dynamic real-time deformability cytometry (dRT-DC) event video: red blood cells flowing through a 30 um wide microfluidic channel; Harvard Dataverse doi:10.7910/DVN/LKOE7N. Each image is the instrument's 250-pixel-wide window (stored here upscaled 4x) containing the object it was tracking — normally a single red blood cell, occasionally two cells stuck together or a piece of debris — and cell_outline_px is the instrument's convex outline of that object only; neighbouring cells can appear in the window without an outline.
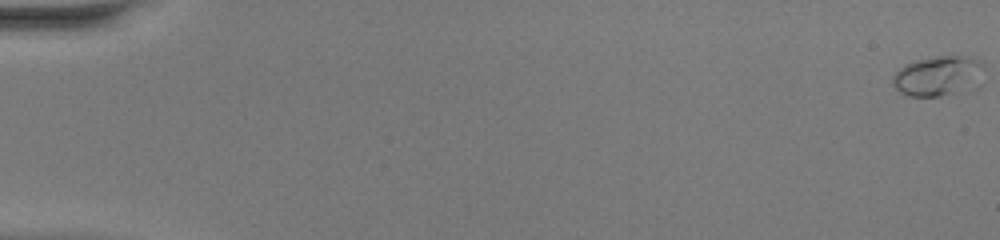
{"species": "common noctule bat (a hibernating species)", "species_latin": "Nyctalus noctula", "temperature_condition": "warm", "stored_images_in_passage": 51, "camera_frame_rate_fps": 3000, "um_per_image_px": 0.085, "animal": {"sex": "female", "body_mass_g": 20.0, "forearm_length_mm": 54.0}, "frame": {"image": 1, "passage_image": 1, "time_ms": 0.0, "image_size_px": [1000, 240], "cell_outline_px": [[984, 64], [952, 92], [940, 96], [908, 96], [900, 92], [892, 84], [892, 76], [904, 64], [916, 60], [936, 56], [964, 56], [980, 60]], "centroid_in_image_um": [79.43, 6.4], "position_along_channel_um": 5.6, "area_um2": 19.25}}
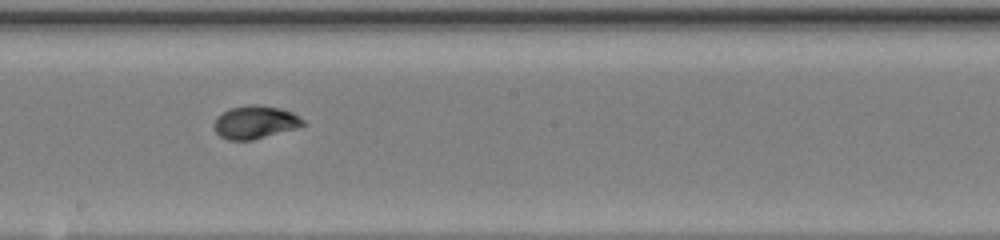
{"frame": {"image": 2, "passage_image": 30, "time_ms": 9.667, "image_size_px": [1000, 240], "cell_outline_px": [[304, 124], [296, 128], [252, 140], [228, 140], [220, 136], [216, 132], [212, 124], [216, 116], [232, 108], [252, 104], [280, 108], [292, 112], [304, 120]], "centroid_in_image_um": [21.65, 10.39], "position_along_channel_um": 226.6, "area_um2": 16.94}}
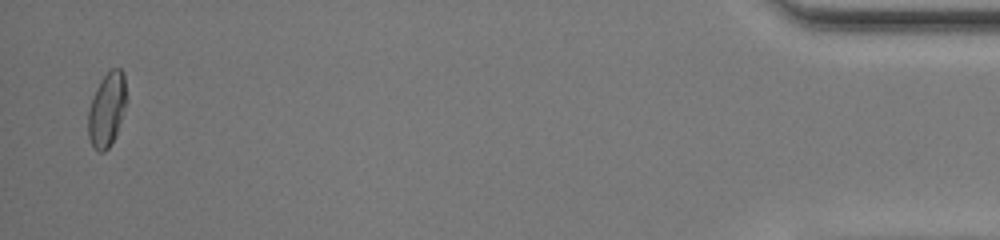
{"frame": {"image": 3, "passage_image": 50, "time_ms": 16.333, "image_size_px": [1000, 240], "cell_outline_px": [[124, 108], [116, 136], [108, 148], [104, 152], [96, 152], [88, 136], [88, 112], [96, 88], [100, 80], [112, 68], [120, 68], [124, 72]], "centroid_in_image_um": [9.05, 9.35], "position_along_channel_um": 426.1, "area_um2": 16.13}, "authors_computed_cell_mechanics": {"area_um2": 16.5308, "velocity_mm_per_s": 4.2122, "shape_relaxation_time_tau1_ms": 6.1256, "shape_relaxation_time_tau2_ms": null, "deformation_change_tau1": 0.1967, "deformation_change_tau2": null}}